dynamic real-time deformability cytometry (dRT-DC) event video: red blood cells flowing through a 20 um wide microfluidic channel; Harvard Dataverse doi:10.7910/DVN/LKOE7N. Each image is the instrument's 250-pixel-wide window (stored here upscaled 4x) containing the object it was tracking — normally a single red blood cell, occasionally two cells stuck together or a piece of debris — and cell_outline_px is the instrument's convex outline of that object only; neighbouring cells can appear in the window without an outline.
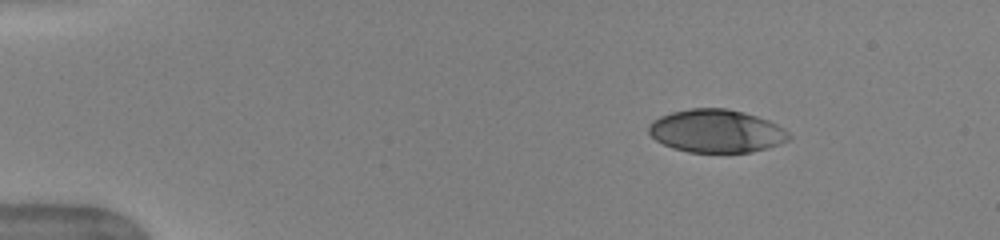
{"species": "human", "species_latin": "Homo sapiens", "temperature_condition": "warm", "stored_images_in_passage": 44, "camera_frame_rate_fps": 3000, "um_per_image_px": 0.085, "donor": {"sex": "female"}, "frame": {"image": 1, "passage_image": 1, "time_ms": 0.0, "image_size_px": [1000, 240], "cell_outline_px": [[792, 136], [788, 140], [780, 144], [768, 148], [752, 152], [688, 152], [672, 148], [656, 140], [648, 132], [648, 124], [652, 120], [660, 116], [672, 112], [688, 108], [724, 108], [744, 112], [768, 120], [784, 128]], "centroid_in_image_um": [60.88, 11.14], "position_along_channel_um": 24.1, "area_um2": 35.32}}
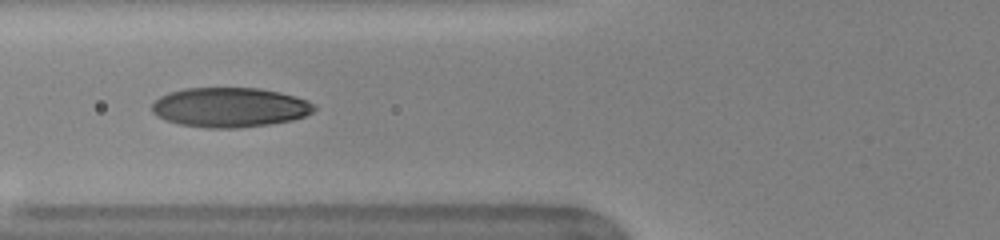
{"frame": {"image": 2, "passage_image": 14, "time_ms": 4.333, "image_size_px": [1000, 240], "cell_outline_px": [[316, 108], [312, 112], [304, 116], [292, 120], [268, 124], [236, 128], [204, 128], [180, 124], [164, 120], [156, 116], [152, 112], [152, 104], [160, 96], [184, 88], [260, 88], [280, 92], [308, 100], [316, 104]], "centroid_in_image_um": [19.53, 9.12], "position_along_channel_um": 106.3, "area_um2": 37.57}}
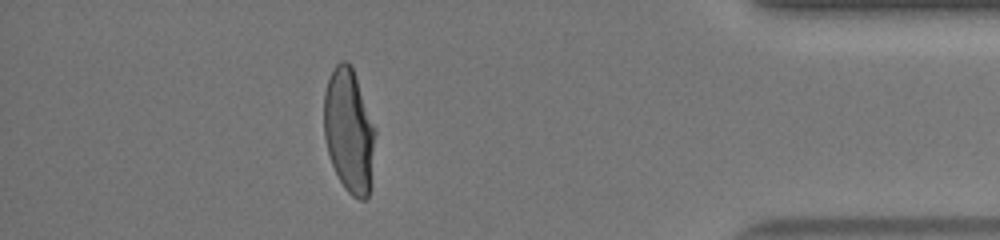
{"frame": {"image": 3, "passage_image": 39, "time_ms": 12.667, "image_size_px": [1000, 240], "cell_outline_px": [[376, 132], [368, 196], [364, 200], [360, 200], [352, 196], [344, 188], [332, 164], [328, 152], [324, 136], [324, 92], [328, 80], [336, 64], [340, 60], [348, 60], [352, 64], [376, 128]], "centroid_in_image_um": [29.67, 11.06], "position_along_channel_um": 405.5, "area_um2": 37.17}, "authors_computed_cell_mechanics": {"area_um2": 36.7897, "velocity_mm_per_s": 4.0074, "shape_relaxation_time_tau1_ms": 4.424, "shape_relaxation_time_tau2_ms": null, "deformation_change_tau1": 0.2292, "deformation_change_tau2": null}}